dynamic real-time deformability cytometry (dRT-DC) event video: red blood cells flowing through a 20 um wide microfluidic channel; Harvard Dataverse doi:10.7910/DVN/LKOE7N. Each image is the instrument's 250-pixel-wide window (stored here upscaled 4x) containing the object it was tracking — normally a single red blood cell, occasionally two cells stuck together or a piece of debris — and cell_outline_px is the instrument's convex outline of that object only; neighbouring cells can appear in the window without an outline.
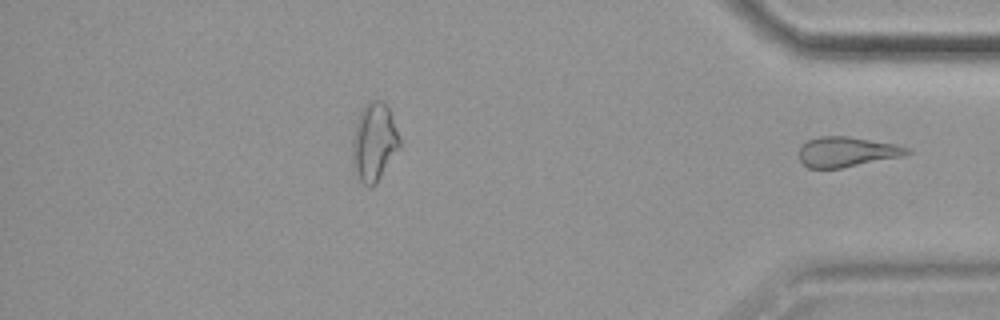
{"species": "common noctule bat (a hibernating species)", "species_latin": "Nyctalus noctula", "temperature_condition": "cold", "stored_images_in_passage": 45, "segment_of_instrument_passage": [2, 2], "camera_frame_rate_fps": 3000, "um_per_image_px": 0.085, "animal": {"sex": "female", "body_mass_g": 19.9}, "frame": {"image": 1, "passage_image": 45, "time_ms": 14.667, "image_size_px": [1000, 320], "cell_outline_px": [[912, 152], [904, 156], [840, 168], [808, 168], [800, 160], [800, 144], [808, 140], [820, 136], [848, 136], [896, 144], [908, 148]], "centroid_in_image_um": [71.98, 12.9], "position_along_channel_um": 363.2, "area_um2": 18.9}}